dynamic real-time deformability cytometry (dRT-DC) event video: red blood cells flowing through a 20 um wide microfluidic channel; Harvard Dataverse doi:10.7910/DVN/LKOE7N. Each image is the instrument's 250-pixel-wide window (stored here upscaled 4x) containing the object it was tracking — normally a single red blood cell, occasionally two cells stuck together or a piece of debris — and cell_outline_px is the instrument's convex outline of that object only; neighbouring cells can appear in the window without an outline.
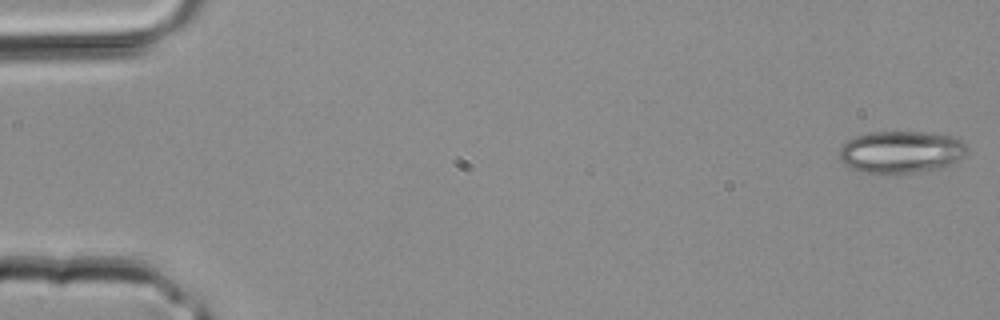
{"species": "common noctule bat (a hibernating species)", "species_latin": "Nyctalus noctula", "temperature_condition": "room temperature", "stored_images_in_passage": 3, "camera_frame_rate_fps": 3000, "um_per_image_px": 0.085, "animal": {"sex": "male", "body_mass_g": 20.4}, "frame": {"image": 1, "passage_image": 1, "time_ms": 0.0, "image_size_px": [1000, 320], "cell_outline_px": [[968, 148], [964, 156], [944, 168], [916, 172], [884, 176], [864, 172], [852, 168], [844, 164], [840, 160], [840, 148], [848, 140], [856, 136], [868, 132], [924, 132], [952, 136], [960, 140]], "centroid_in_image_um": [76.58, 12.95], "position_along_channel_um": 8.4, "area_um2": 31.85}}